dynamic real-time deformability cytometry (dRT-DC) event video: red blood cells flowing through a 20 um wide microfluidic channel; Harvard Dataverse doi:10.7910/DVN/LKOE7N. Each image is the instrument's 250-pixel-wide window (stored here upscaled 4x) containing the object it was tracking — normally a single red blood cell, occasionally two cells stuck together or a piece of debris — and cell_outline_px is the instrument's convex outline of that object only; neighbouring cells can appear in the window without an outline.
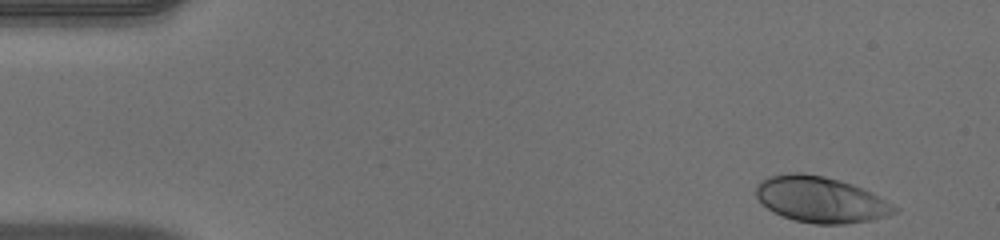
{"species": "human", "species_latin": "Homo sapiens", "temperature_condition": "warm", "stored_images_in_passage": 49, "camera_frame_rate_fps": 3000, "um_per_image_px": 0.085, "donor": {"sex": "male"}, "frame": {"image": 1, "passage_image": 1, "time_ms": 0.0, "image_size_px": [1000, 240], "cell_outline_px": [[900, 208], [896, 212], [888, 216], [872, 220], [844, 224], [816, 224], [796, 220], [772, 212], [756, 196], [756, 184], [760, 180], [768, 176], [788, 172], [804, 172], [824, 176], [840, 180], [852, 184], [872, 192]], "centroid_in_image_um": [69.77, 16.95], "position_along_channel_um": 15.2, "area_um2": 37.28}}
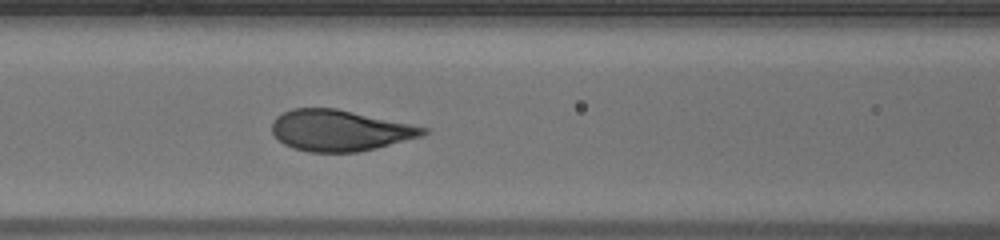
{"frame": {"image": 2, "passage_image": 19, "time_ms": 6.0, "image_size_px": [1000, 240], "cell_outline_px": [[428, 132], [420, 136], [376, 148], [356, 152], [308, 152], [292, 148], [284, 144], [272, 132], [272, 120], [276, 116], [292, 108], [336, 108], [428, 128]], "centroid_in_image_um": [28.83, 11.09], "position_along_channel_um": 137.8, "area_um2": 35.89}}
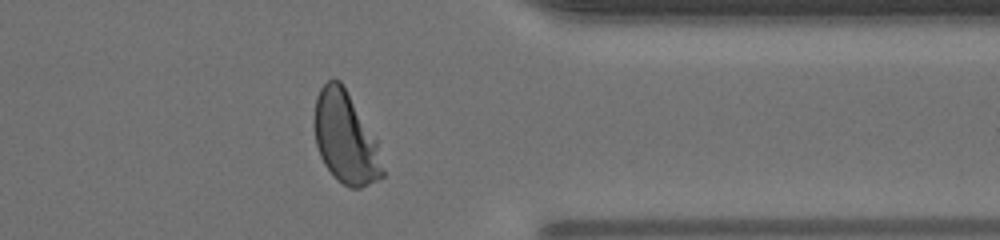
{"frame": {"image": 3, "passage_image": 38, "time_ms": 12.333, "image_size_px": [1000, 240], "cell_outline_px": [[384, 176], [360, 188], [348, 188], [332, 176], [324, 164], [320, 156], [316, 144], [312, 120], [316, 96], [320, 88], [328, 80], [340, 80], [376, 140], [384, 172]], "centroid_in_image_um": [29.31, 11.74], "position_along_channel_um": 382.1, "area_um2": 36.3}, "authors_computed_cell_mechanics": {"area_um2": 36.125, "velocity_mm_per_s": 4.0094, "shape_relaxation_time_tau1_ms": 2.8993, "shape_relaxation_time_tau2_ms": null, "deformation_change_tau1": 0.1746, "deformation_change_tau2": null}}